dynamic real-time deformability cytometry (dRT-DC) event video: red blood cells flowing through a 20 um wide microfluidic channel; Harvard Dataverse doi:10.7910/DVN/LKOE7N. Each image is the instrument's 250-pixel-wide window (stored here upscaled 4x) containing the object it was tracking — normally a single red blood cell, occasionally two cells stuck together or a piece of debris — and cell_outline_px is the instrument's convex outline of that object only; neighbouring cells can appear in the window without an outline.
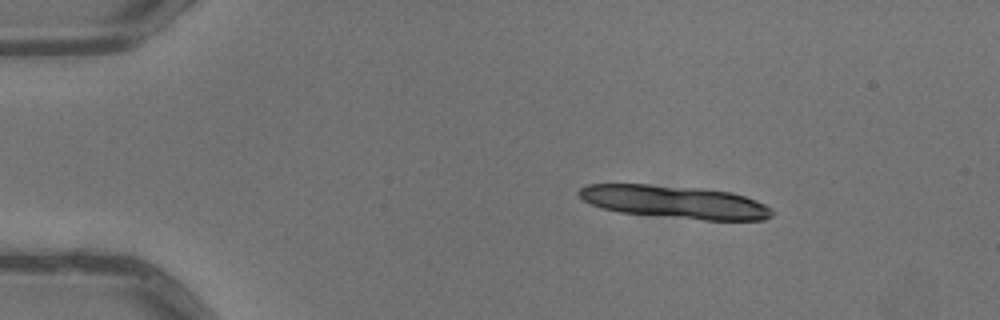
{"species": "common noctule bat (a hibernating species)", "species_latin": "Nyctalus noctula", "temperature_condition": "warm", "stored_images_in_passage": 5, "camera_frame_rate_fps": 3000, "um_per_image_px": 0.085, "animal": {"sex": "male", "body_mass_g": 13.3}, "frame": {"image": 1, "passage_image": 2, "time_ms": 0.333, "image_size_px": [1000, 320], "cell_outline_px": [[772, 216], [764, 220], [704, 220], [620, 212], [604, 208], [592, 204], [584, 200], [576, 192], [580, 188], [588, 184], [648, 184], [704, 188], [732, 192], [756, 200], [772, 208]], "centroid_in_image_um": [57.39, 17.16], "position_along_channel_um": 27.6, "area_um2": 36.93}}
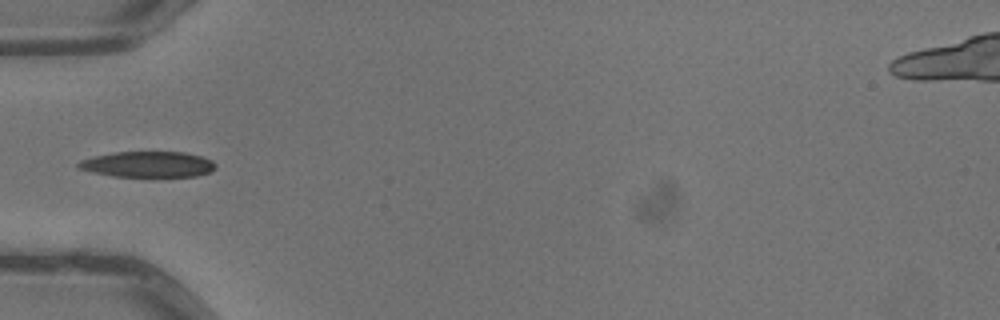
{"frame": {"image": 2, "passage_image": 5, "time_ms": 1.333, "image_size_px": [1000, 320], "cell_outline_px": [[216, 168], [212, 172], [196, 176], [152, 180], [112, 176], [92, 172], [76, 168], [76, 164], [80, 160], [96, 156], [116, 152], [184, 152], [200, 156], [212, 160], [216, 164]], "centroid_in_image_um": [12.61, 14.03], "position_along_channel_um": 72.4, "area_um2": 21.79}}